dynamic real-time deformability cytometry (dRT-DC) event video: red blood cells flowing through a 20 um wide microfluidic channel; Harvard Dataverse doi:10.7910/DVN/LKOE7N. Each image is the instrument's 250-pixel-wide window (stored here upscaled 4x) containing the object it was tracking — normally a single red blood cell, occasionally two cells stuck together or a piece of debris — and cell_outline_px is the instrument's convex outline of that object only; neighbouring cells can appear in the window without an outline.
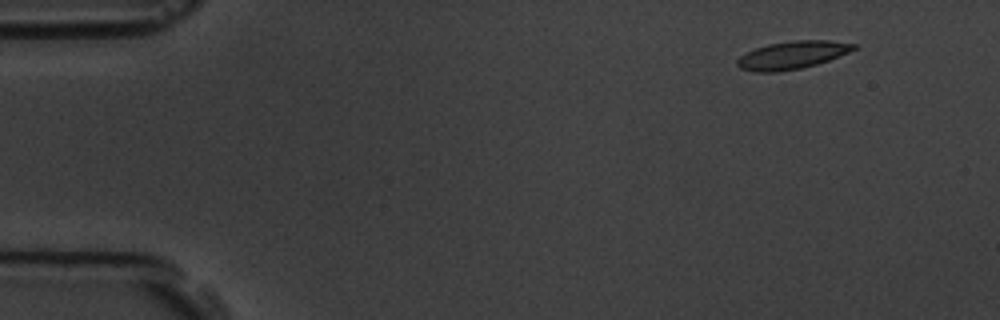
{"species": "common noctule bat (a hibernating species)", "species_latin": "Nyctalus noctula", "temperature_condition": "room temperature", "stored_images_in_passage": 4, "camera_frame_rate_fps": 3000, "um_per_image_px": 0.085, "animal": {"sex": "male", "body_mass_g": 19.5, "forearm_length_mm": 54.6}, "frame": {"image": 1, "passage_image": 1, "time_ms": 0.0, "image_size_px": [1000, 320], "cell_outline_px": [[856, 48], [848, 52], [828, 60], [816, 64], [800, 68], [780, 72], [752, 72], [740, 68], [736, 64], [736, 60], [740, 56], [756, 48], [768, 44], [792, 40], [828, 40], [856, 44]], "centroid_in_image_um": [67.3, 4.68], "position_along_channel_um": 17.7, "area_um2": 18.79}}
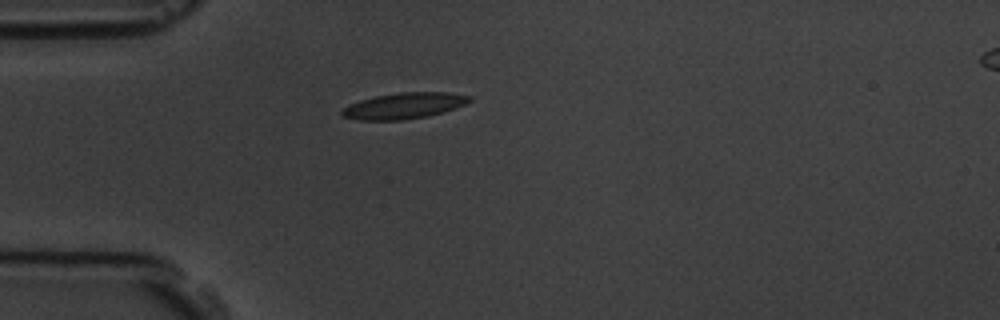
{"frame": {"image": 2, "passage_image": 4, "time_ms": 3.333, "image_size_px": [1000, 320], "cell_outline_px": [[472, 100], [456, 108], [444, 112], [428, 116], [404, 120], [360, 120], [340, 116], [340, 112], [348, 104], [360, 100], [376, 96], [400, 92], [448, 92], [472, 96]], "centroid_in_image_um": [34.34, 8.99], "position_along_channel_um": 50.7, "area_um2": 19.48}}